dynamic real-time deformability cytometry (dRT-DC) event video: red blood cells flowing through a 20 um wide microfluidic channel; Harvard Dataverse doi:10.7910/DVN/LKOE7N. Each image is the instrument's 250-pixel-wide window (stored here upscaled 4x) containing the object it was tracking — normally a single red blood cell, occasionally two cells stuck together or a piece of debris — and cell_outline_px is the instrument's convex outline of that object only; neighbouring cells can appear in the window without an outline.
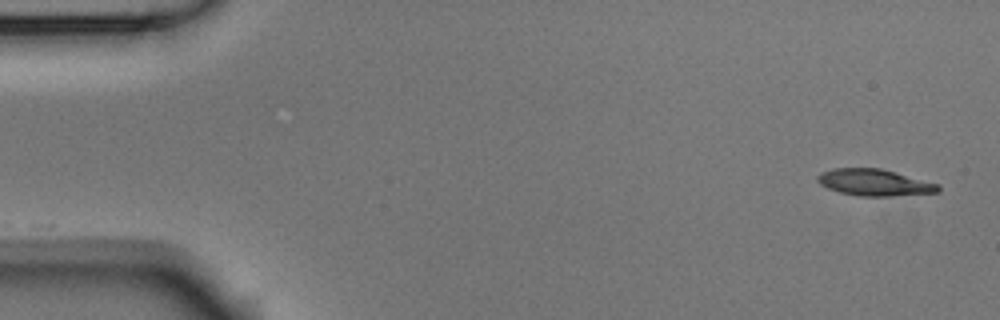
{"species": "Egyptian fruit bat (a non-hibernating species)", "species_latin": "Rousettus aegyptiacus", "temperature_condition": "room temperature", "stored_images_in_passage": 53, "segment_of_instrument_passage": [1, 2], "camera_frame_rate_fps": 3000, "um_per_image_px": 0.085, "animal": {"sex": "male"}, "frame": {"image": 1, "passage_image": 1, "time_ms": 0.0, "image_size_px": [1000, 320], "cell_outline_px": [[940, 192], [888, 196], [860, 196], [840, 192], [828, 188], [820, 184], [816, 180], [816, 176], [820, 172], [832, 168], [880, 168], [896, 172], [940, 184]], "centroid_in_image_um": [74.31, 15.5], "position_along_channel_um": 10.7, "area_um2": 18.79}}
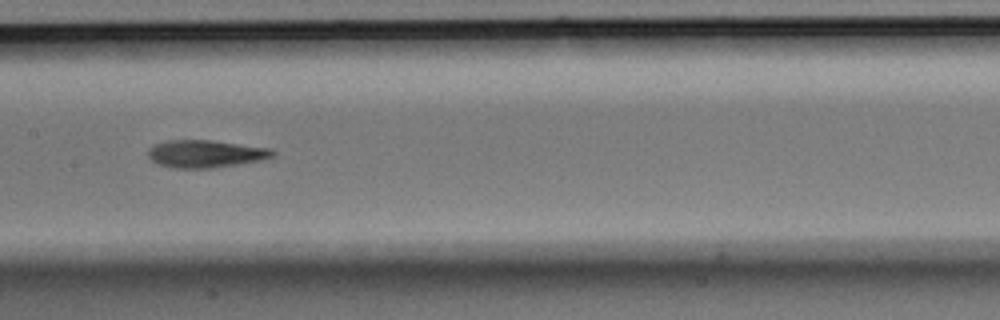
{"frame": {"image": 2, "passage_image": 25, "time_ms": 8.0, "image_size_px": [1000, 320], "cell_outline_px": [[276, 156], [264, 160], [212, 168], [172, 168], [156, 164], [148, 156], [148, 148], [152, 144], [168, 140], [212, 140], [272, 148], [276, 152]], "centroid_in_image_um": [17.49, 13.07], "position_along_channel_um": 189.9, "area_um2": 20.4}}
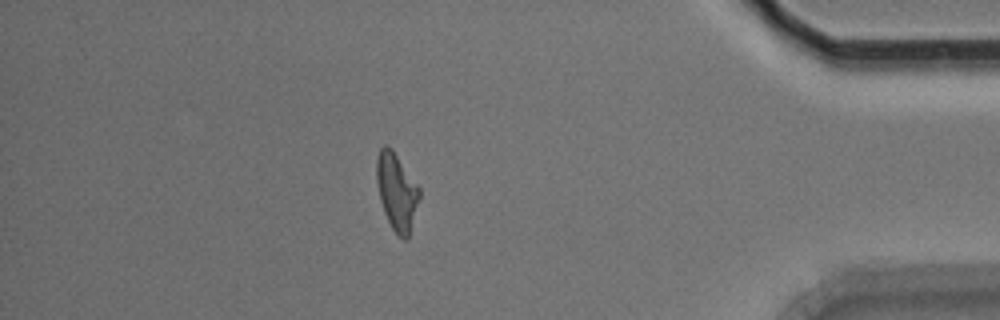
{"frame": {"image": 3, "passage_image": 45, "time_ms": 14.667, "image_size_px": [1000, 320], "cell_outline_px": [[420, 196], [408, 240], [404, 240], [392, 228], [384, 212], [380, 200], [376, 180], [376, 156], [380, 148], [384, 144], [388, 144], [392, 148], [420, 188]], "centroid_in_image_um": [33.71, 16.25], "position_along_channel_um": 401.5, "area_um2": 19.31}}